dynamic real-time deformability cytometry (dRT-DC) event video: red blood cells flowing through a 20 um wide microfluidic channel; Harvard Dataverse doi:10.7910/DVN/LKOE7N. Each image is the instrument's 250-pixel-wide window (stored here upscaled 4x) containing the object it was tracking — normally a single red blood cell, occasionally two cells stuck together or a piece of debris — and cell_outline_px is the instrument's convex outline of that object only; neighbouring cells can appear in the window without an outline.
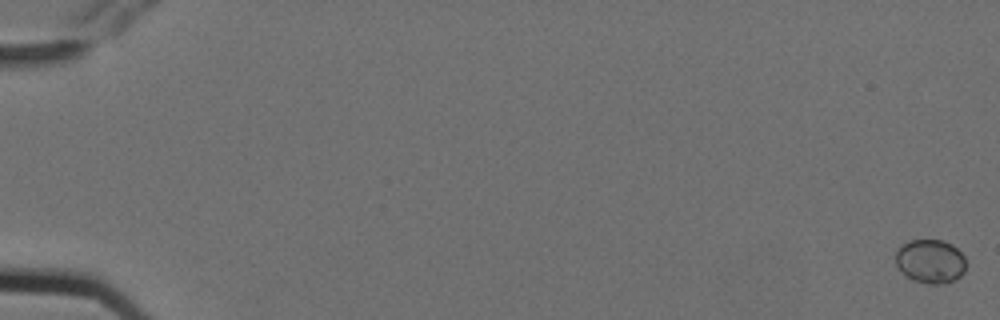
{"species": "Egyptian fruit bat (a non-hibernating species)", "species_latin": "Rousettus aegyptiacus", "temperature_condition": "cold", "stored_images_in_passage": 5, "camera_frame_rate_fps": 3000, "um_per_image_px": 0.085, "animal": {"sex": "female"}, "frame": {"image": 1, "passage_image": 1, "time_ms": 0.0, "image_size_px": [1000, 320], "cell_outline_px": [[964, 272], [956, 280], [940, 284], [928, 284], [912, 280], [896, 264], [896, 248], [908, 240], [944, 240], [952, 244], [964, 256]], "centroid_in_image_um": [79.08, 22.2], "position_along_channel_um": 5.9, "area_um2": 17.98}}
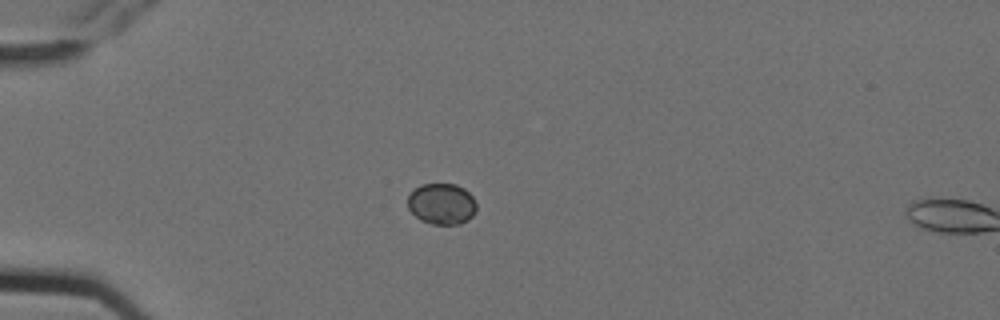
{"frame": {"image": 2, "passage_image": 4, "time_ms": 1.0, "image_size_px": [1000, 320], "cell_outline_px": [[476, 212], [468, 220], [460, 224], [432, 224], [420, 220], [408, 208], [408, 196], [420, 184], [456, 184], [464, 188], [472, 196], [476, 204]], "centroid_in_image_um": [37.56, 17.33], "position_along_channel_um": 47.4, "area_um2": 16.47}}